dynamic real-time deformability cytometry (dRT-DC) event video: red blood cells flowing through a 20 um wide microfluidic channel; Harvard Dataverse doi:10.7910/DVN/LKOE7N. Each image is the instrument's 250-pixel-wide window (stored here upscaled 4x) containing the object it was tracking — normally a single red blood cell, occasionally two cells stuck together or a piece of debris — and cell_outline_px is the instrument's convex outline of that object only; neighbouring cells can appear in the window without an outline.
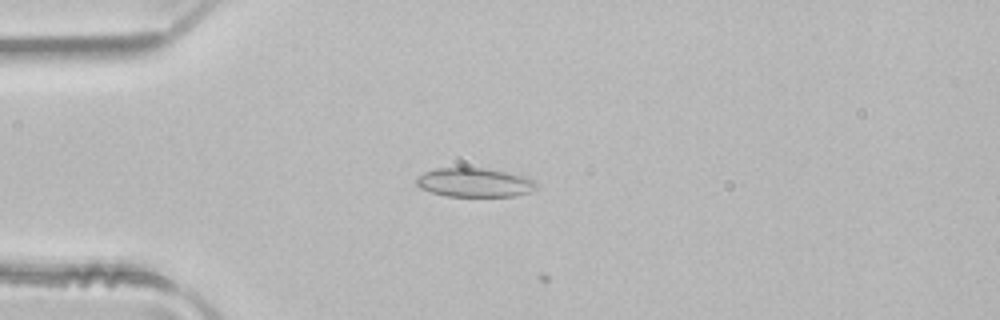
{"species": "common noctule bat (a hibernating species)", "species_latin": "Nyctalus noctula", "temperature_condition": "room temperature", "stored_images_in_passage": 5, "camera_frame_rate_fps": 3000, "um_per_image_px": 0.085, "animal": {"sex": "male", "body_mass_g": 21.5, "forearm_length_mm": 52.0}, "frame": {"image": 1, "passage_image": 4, "time_ms": 1.0, "image_size_px": [1000, 320], "cell_outline_px": [[540, 184], [536, 188], [528, 192], [512, 196], [444, 196], [420, 188], [416, 184], [416, 176], [424, 172], [436, 168], [484, 168], [508, 172], [524, 176], [536, 180]], "centroid_in_image_um": [40.34, 15.51], "position_along_channel_um": 44.7, "area_um2": 20.4}}